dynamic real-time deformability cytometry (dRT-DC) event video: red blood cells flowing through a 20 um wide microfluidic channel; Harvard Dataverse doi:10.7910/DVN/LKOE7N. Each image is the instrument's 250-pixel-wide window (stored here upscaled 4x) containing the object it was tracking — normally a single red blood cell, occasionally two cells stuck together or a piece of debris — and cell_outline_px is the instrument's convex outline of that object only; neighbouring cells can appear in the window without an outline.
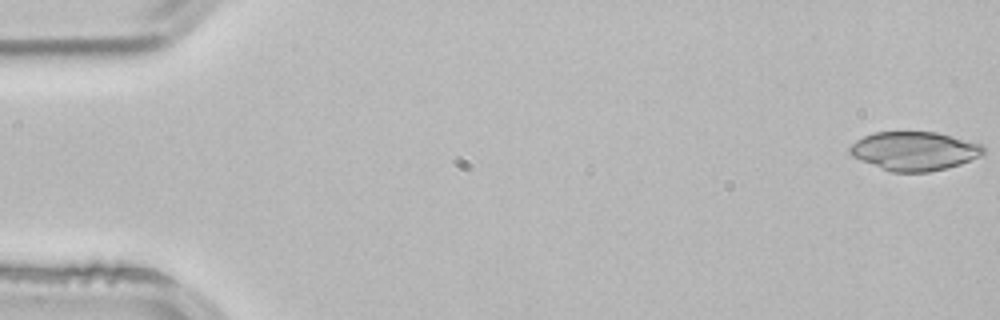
{"species": "common noctule bat (a hibernating species)", "species_latin": "Nyctalus noctula", "temperature_condition": "room temperature", "stored_images_in_passage": 4, "camera_frame_rate_fps": 3000, "um_per_image_px": 0.085, "animal": {"sex": "male", "body_mass_g": 21.5, "forearm_length_mm": 52.0}, "frame": {"image": 1, "passage_image": 1, "time_ms": 0.0, "image_size_px": [1000, 320], "cell_outline_px": [[984, 156], [960, 164], [928, 172], [892, 172], [860, 160], [852, 156], [848, 152], [848, 148], [856, 140], [864, 136], [876, 132], [936, 132], [984, 144]], "centroid_in_image_um": [77.75, 12.83], "position_along_channel_um": 7.3, "area_um2": 30.29}}